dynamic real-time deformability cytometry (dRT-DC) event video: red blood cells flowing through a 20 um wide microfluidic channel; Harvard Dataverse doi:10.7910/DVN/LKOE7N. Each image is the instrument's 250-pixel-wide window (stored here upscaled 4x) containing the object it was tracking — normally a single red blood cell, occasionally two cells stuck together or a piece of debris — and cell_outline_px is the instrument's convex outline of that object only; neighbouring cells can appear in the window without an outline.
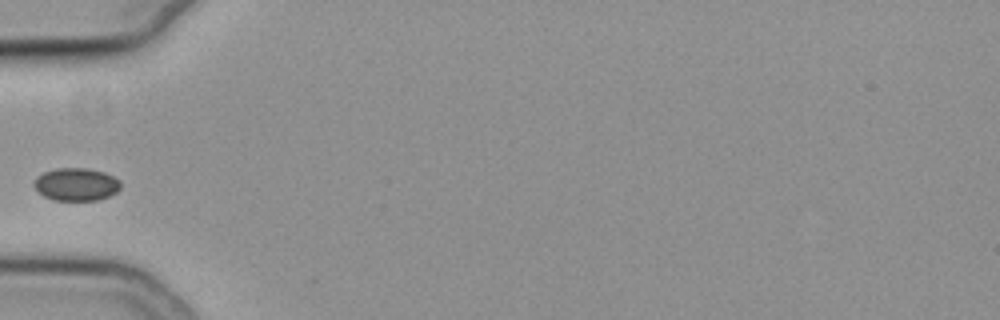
{"species": "common noctule bat (a hibernating species)", "species_latin": "Nyctalus noctula", "temperature_condition": "cold", "stored_images_in_passage": 27, "camera_frame_rate_fps": 3000, "um_per_image_px": 0.085, "animal": {"sex": "female", "body_mass_g": 19.3, "forearm_length_mm": 54.1}, "frame": {"image": 1, "passage_image": 1, "time_ms": 0.0, "image_size_px": [1000, 320], "cell_outline_px": [[120, 188], [116, 192], [108, 196], [96, 200], [52, 200], [44, 196], [32, 184], [36, 176], [44, 172], [56, 168], [88, 168], [104, 172], [120, 180]], "centroid_in_image_um": [6.46, 15.66], "position_along_channel_um": 78.5, "area_um2": 16.53}}
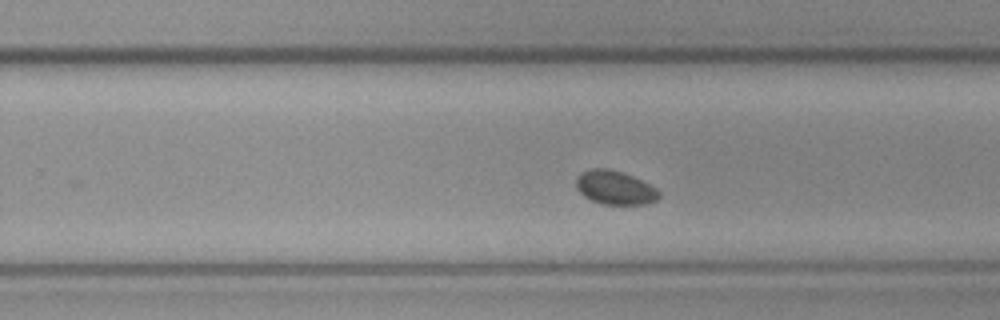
{"frame": {"image": 2, "passage_image": 17, "time_ms": 5.333, "image_size_px": [1000, 320], "cell_outline_px": [[660, 196], [656, 200], [644, 204], [604, 204], [592, 200], [584, 196], [576, 188], [576, 176], [592, 168], [608, 168], [624, 172], [656, 188], [660, 192]], "centroid_in_image_um": [52.26, 15.94], "position_along_channel_um": 277.5, "area_um2": 16.18}}
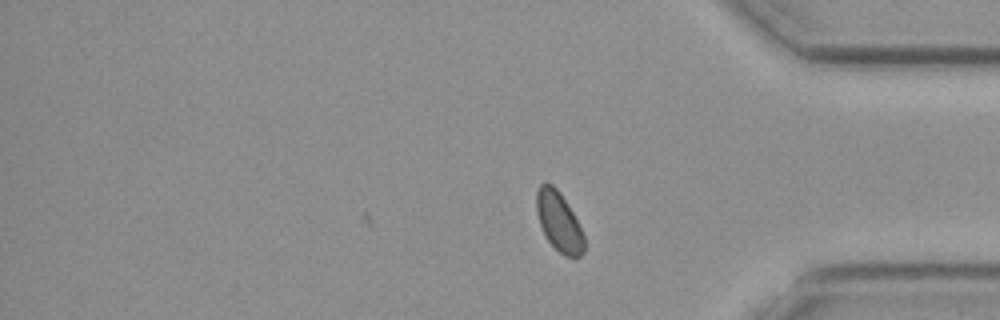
{"frame": {"image": 3, "passage_image": 27, "time_ms": 8.667, "image_size_px": [1000, 320], "cell_outline_px": [[584, 252], [580, 256], [564, 256], [548, 240], [540, 224], [536, 212], [536, 192], [540, 184], [544, 180], [552, 184], [560, 192], [572, 212], [584, 236]], "centroid_in_image_um": [47.48, 18.79], "position_along_channel_um": 387.7, "area_um2": 16.3}}